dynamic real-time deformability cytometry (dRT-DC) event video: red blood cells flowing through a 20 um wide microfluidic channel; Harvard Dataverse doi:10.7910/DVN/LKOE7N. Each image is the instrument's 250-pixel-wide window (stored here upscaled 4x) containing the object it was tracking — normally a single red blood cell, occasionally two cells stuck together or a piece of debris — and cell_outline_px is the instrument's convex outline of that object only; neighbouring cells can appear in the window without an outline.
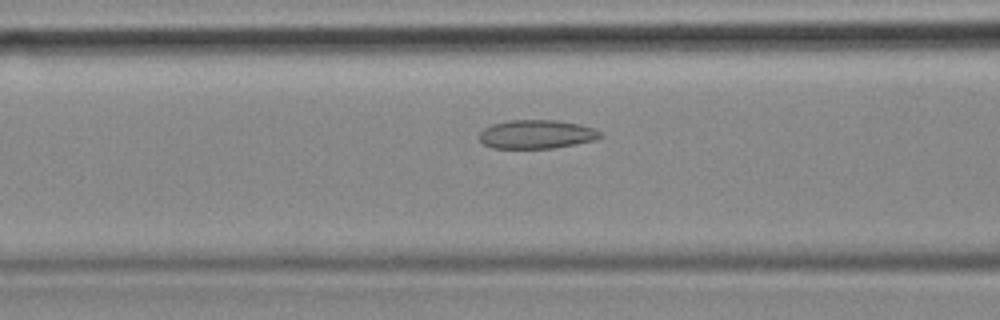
{"species": "common noctule bat (a hibernating species)", "species_latin": "Nyctalus noctula", "temperature_condition": "cold", "stored_images_in_passage": 54, "camera_frame_rate_fps": 3000, "um_per_image_px": 0.085, "animal": {"sex": "female", "body_mass_g": 18.4}, "frame": {"image": 1, "passage_image": 21, "time_ms": 6.667, "image_size_px": [1000, 320], "cell_outline_px": [[604, 136], [596, 140], [576, 144], [552, 148], [492, 148], [484, 144], [480, 140], [480, 132], [484, 128], [492, 124], [508, 120], [556, 120], [580, 124], [596, 128]], "centroid_in_image_um": [45.65, 11.41], "position_along_channel_um": 121.0, "area_um2": 20.4}}
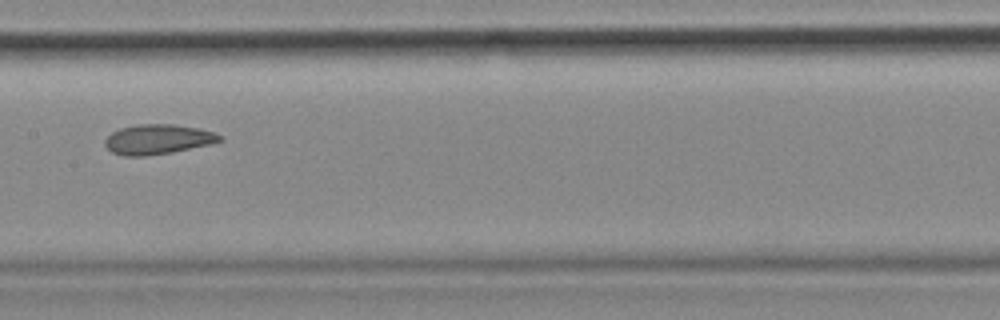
{"frame": {"image": 2, "passage_image": 27, "time_ms": 8.667, "image_size_px": [1000, 320], "cell_outline_px": [[224, 140], [212, 144], [172, 152], [144, 156], [124, 156], [112, 152], [104, 144], [104, 140], [112, 132], [120, 128], [136, 124], [172, 124], [200, 128], [224, 136]], "centroid_in_image_um": [13.44, 11.84], "position_along_channel_um": 194.0, "area_um2": 20.11}}
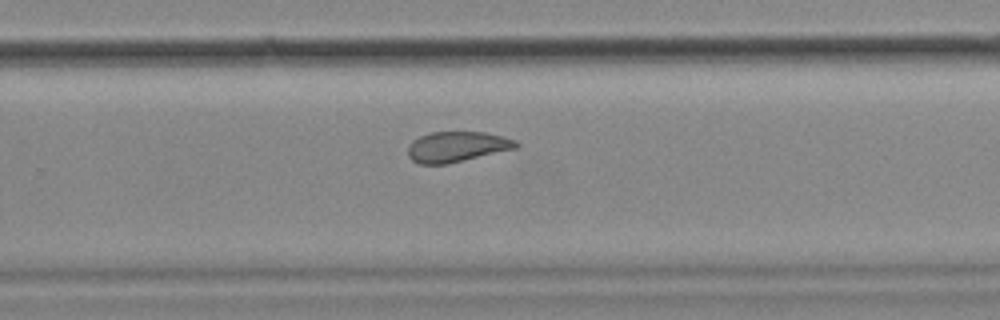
{"frame": {"image": 3, "passage_image": 35, "time_ms": 11.333, "image_size_px": [1000, 320], "cell_outline_px": [[520, 144], [516, 148], [448, 164], [420, 164], [412, 160], [408, 156], [408, 148], [412, 140], [420, 136], [432, 132], [484, 132], [504, 136], [516, 140]], "centroid_in_image_um": [38.84, 12.47], "position_along_channel_um": 291.0, "area_um2": 19.19}, "authors_computed_cell_mechanics": {"area_um2": 21.5305, "velocity_mm_per_s": 3.6578, "shape_relaxation_time_tau1_ms": null, "shape_relaxation_time_tau2_ms": 2.369, "deformation_change_tau1": null, "deformation_change_tau2": 0.0845}}